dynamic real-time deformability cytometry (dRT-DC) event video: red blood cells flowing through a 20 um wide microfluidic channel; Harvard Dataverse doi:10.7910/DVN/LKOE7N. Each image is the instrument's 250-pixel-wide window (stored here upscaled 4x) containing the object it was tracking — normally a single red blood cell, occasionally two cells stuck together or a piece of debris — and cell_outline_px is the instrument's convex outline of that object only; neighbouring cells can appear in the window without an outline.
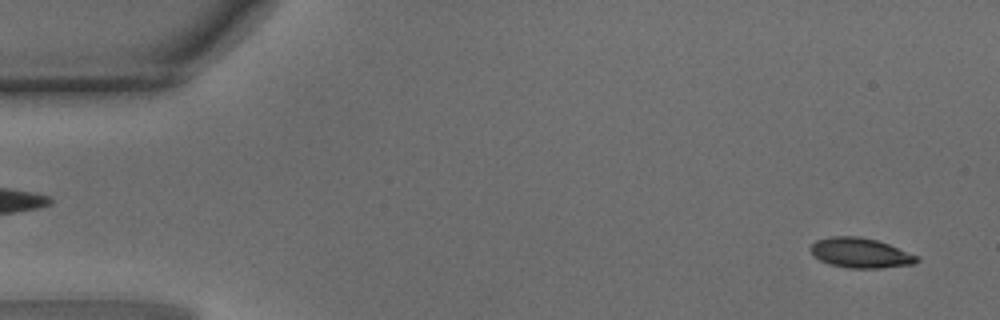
{"species": "common noctule bat (a hibernating species)", "species_latin": "Nyctalus noctula", "temperature_condition": "warm", "stored_images_in_passage": 47, "camera_frame_rate_fps": 3000, "um_per_image_px": 0.085, "animal": {"sex": "male", "body_mass_g": 15.6}, "frame": {"image": 1, "passage_image": 2, "time_ms": 0.333, "image_size_px": [1000, 320], "cell_outline_px": [[920, 260], [912, 264], [880, 268], [848, 268], [832, 264], [820, 260], [812, 256], [808, 248], [816, 240], [832, 236], [856, 236], [876, 240], [888, 244], [916, 256]], "centroid_in_image_um": [73.06, 21.49], "position_along_channel_um": 11.9, "area_um2": 18.32}}
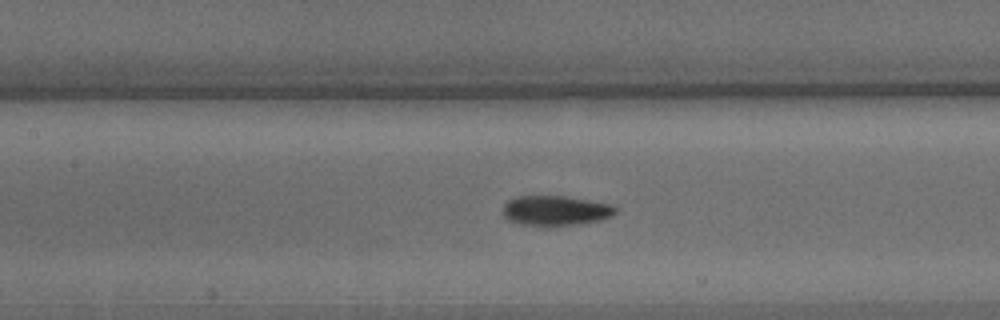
{"frame": {"image": 2, "passage_image": 21, "time_ms": 6.667, "image_size_px": [1000, 320], "cell_outline_px": [[616, 212], [612, 216], [600, 220], [580, 224], [520, 224], [508, 220], [504, 216], [504, 204], [508, 200], [516, 196], [564, 196], [612, 204], [616, 208]], "centroid_in_image_um": [47.24, 17.88], "position_along_channel_um": 160.2, "area_um2": 19.25}}
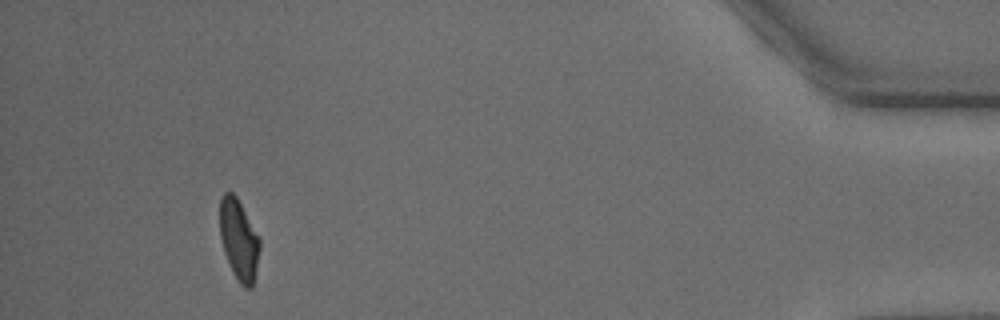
{"frame": {"image": 3, "passage_image": 44, "time_ms": 14.333, "image_size_px": [1000, 320], "cell_outline_px": [[260, 248], [252, 288], [244, 288], [240, 284], [232, 272], [224, 252], [220, 236], [220, 200], [224, 192], [232, 192], [236, 196], [260, 236]], "centroid_in_image_um": [20.31, 20.38], "position_along_channel_um": 414.9, "area_um2": 18.84}, "authors_computed_cell_mechanics": {"area_um2": 19.2474, "velocity_mm_per_s": 4.2077, "shape_relaxation_time_tau1_ms": 2.9637, "shape_relaxation_time_tau2_ms": 1.407, "deformation_change_tau1": 0.1482, "deformation_change_tau2": 0.0617}}